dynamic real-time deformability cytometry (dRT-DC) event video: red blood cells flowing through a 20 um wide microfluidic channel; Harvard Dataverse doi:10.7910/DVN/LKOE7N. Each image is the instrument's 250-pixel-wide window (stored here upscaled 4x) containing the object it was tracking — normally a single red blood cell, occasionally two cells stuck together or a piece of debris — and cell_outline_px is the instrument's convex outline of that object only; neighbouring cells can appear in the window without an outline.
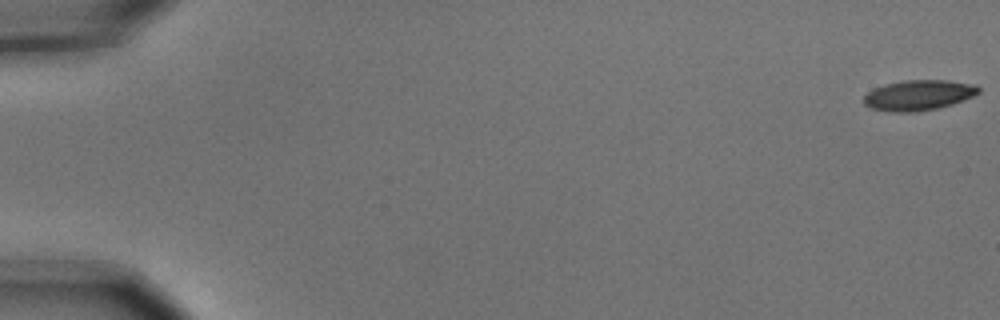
{"species": "common noctule bat (a hibernating species)", "species_latin": "Nyctalus noctula", "temperature_condition": "cold", "stored_images_in_passage": 5, "camera_frame_rate_fps": 3000, "um_per_image_px": 0.085, "animal": {"sex": "male", "body_mass_g": 15.6}, "frame": {"image": 1, "passage_image": 1, "time_ms": 0.0, "image_size_px": [1000, 320], "cell_outline_px": [[980, 92], [972, 96], [952, 104], [936, 108], [916, 112], [892, 112], [872, 108], [864, 104], [864, 96], [872, 88], [884, 84], [904, 80], [948, 80], [976, 84], [980, 88]], "centroid_in_image_um": [78.07, 8.08], "position_along_channel_um": 6.9, "area_um2": 20.35}}
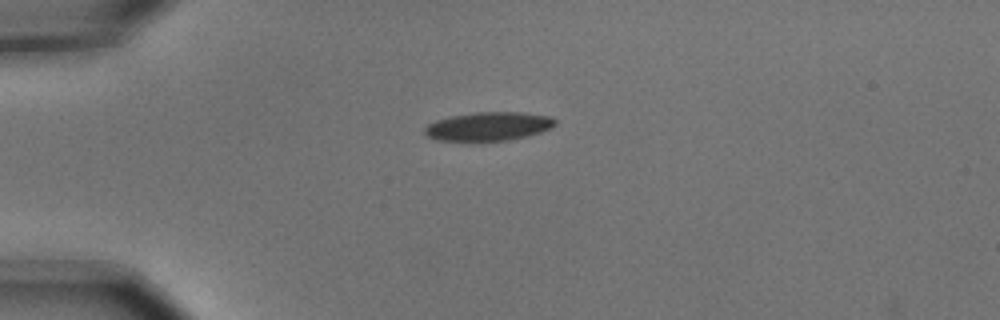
{"frame": {"image": 2, "passage_image": 5, "time_ms": 1.333, "image_size_px": [1000, 320], "cell_outline_px": [[556, 124], [540, 132], [528, 136], [508, 140], [436, 140], [428, 136], [424, 132], [424, 128], [428, 124], [436, 120], [452, 116], [476, 112], [520, 112], [548, 116], [556, 120]], "centroid_in_image_um": [41.51, 10.73], "position_along_channel_um": 43.5, "area_um2": 21.44}}